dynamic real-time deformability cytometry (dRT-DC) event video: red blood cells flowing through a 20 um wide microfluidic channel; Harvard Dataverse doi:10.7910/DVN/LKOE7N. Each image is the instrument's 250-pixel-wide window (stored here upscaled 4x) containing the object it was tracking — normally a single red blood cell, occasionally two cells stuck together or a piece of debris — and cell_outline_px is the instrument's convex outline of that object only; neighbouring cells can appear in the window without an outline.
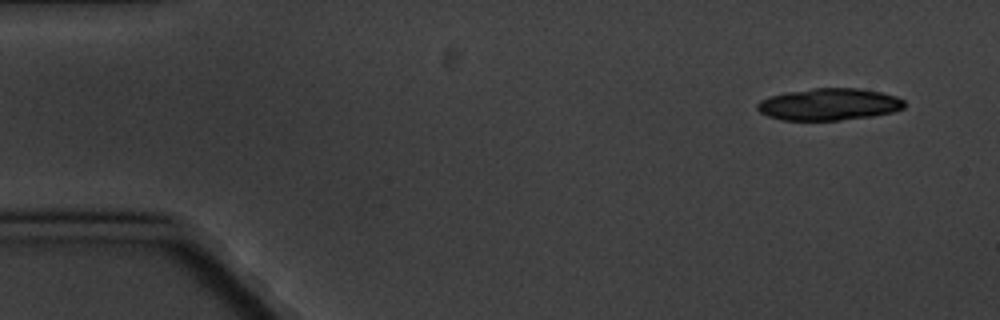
{"species": "common noctule bat (a hibernating species)", "species_latin": "Nyctalus noctula", "temperature_condition": "cold", "stored_images_in_passage": 5, "camera_frame_rate_fps": 3000, "um_per_image_px": 0.085, "animal": {"sex": "male", "body_mass_g": 20.1, "forearm_length_mm": 53.5}, "frame": {"image": 1, "passage_image": 1, "time_ms": 0.0, "image_size_px": [1000, 320], "cell_outline_px": [[904, 108], [892, 112], [872, 116], [836, 120], [784, 120], [768, 116], [760, 112], [756, 108], [756, 104], [760, 100], [768, 96], [784, 92], [812, 88], [860, 88], [880, 92], [896, 96], [904, 100]], "centroid_in_image_um": [70.43, 8.86], "position_along_channel_um": 14.6, "area_um2": 27.46}}